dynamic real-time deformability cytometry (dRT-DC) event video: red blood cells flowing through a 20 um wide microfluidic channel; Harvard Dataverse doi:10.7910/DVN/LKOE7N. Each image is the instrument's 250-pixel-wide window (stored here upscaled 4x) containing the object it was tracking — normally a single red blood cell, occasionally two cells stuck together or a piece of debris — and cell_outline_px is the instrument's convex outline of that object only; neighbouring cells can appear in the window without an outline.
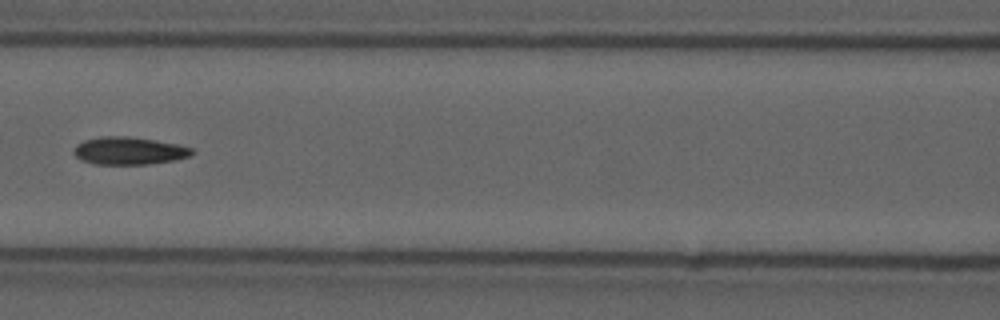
{"species": "common noctule bat (a hibernating species)", "species_latin": "Nyctalus noctula", "temperature_condition": "cold", "stored_images_in_passage": 10, "camera_frame_rate_fps": 3000, "um_per_image_px": 0.085, "animal": {"sex": "male", "forearm_length_mm": 52.5}, "frame": {"image": 1, "passage_image": 7, "time_ms": 2.0, "image_size_px": [1000, 320], "cell_outline_px": [[196, 152], [192, 156], [176, 160], [148, 164], [96, 164], [80, 160], [72, 152], [76, 144], [84, 140], [100, 136], [128, 136], [176, 144], [192, 148]], "centroid_in_image_um": [10.96, 12.82], "position_along_channel_um": 155.6, "area_um2": 19.13}}
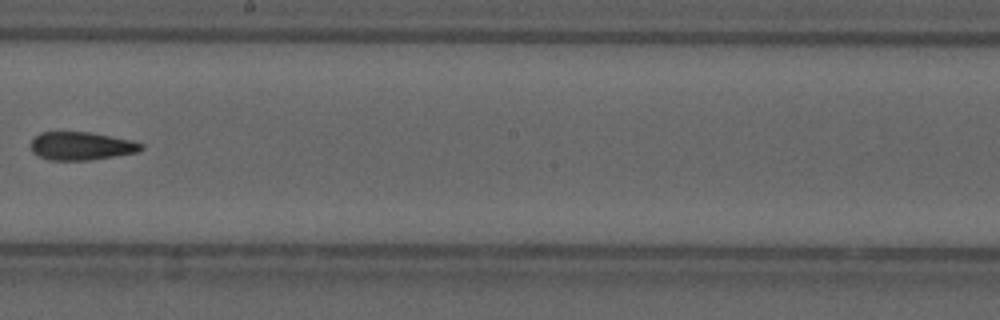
{"frame": {"image": 2, "passage_image": 9, "time_ms": 2.667, "image_size_px": [1000, 320], "cell_outline_px": [[144, 148], [136, 152], [88, 160], [48, 160], [32, 152], [32, 140], [40, 132], [92, 132], [132, 140], [144, 144]], "centroid_in_image_um": [6.92, 12.4], "position_along_channel_um": 241.3, "area_um2": 17.98}}